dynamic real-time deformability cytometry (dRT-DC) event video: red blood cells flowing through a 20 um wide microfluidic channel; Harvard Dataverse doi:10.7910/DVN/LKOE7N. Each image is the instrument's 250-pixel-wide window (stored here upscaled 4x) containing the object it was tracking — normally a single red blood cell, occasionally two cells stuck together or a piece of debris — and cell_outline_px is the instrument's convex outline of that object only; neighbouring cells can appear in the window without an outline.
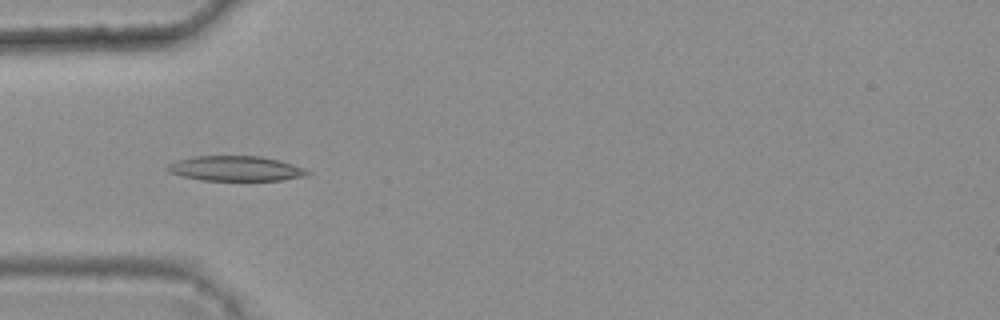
{"species": "common noctule bat (a hibernating species)", "species_latin": "Nyctalus noctula", "temperature_condition": "warm", "stored_images_in_passage": 8, "camera_frame_rate_fps": 3000, "um_per_image_px": 0.085, "animal": {"sex": "female", "body_mass_g": 25.1}, "frame": {"image": 1, "passage_image": 5, "time_ms": 1.333, "image_size_px": [1000, 320], "cell_outline_px": [[312, 172], [308, 176], [280, 180], [200, 180], [180, 176], [168, 172], [164, 168], [168, 164], [176, 160], [192, 156], [260, 156], [292, 164], [304, 168]], "centroid_in_image_um": [19.98, 14.32], "position_along_channel_um": 65.0, "area_um2": 20.52}}
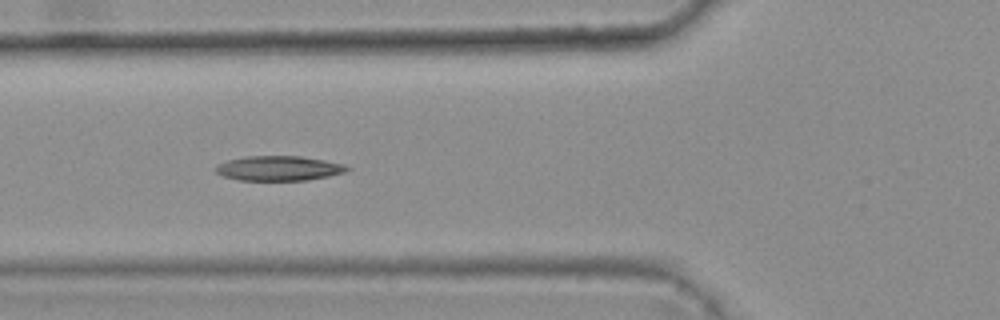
{"frame": {"image": 2, "passage_image": 6, "time_ms": 1.667, "image_size_px": [1000, 320], "cell_outline_px": [[352, 168], [344, 172], [328, 176], [308, 180], [240, 180], [224, 176], [216, 172], [212, 168], [216, 164], [228, 160], [244, 156], [300, 156], [324, 160], [344, 164]], "centroid_in_image_um": [23.67, 14.3], "position_along_channel_um": 102.1, "area_um2": 19.02}}
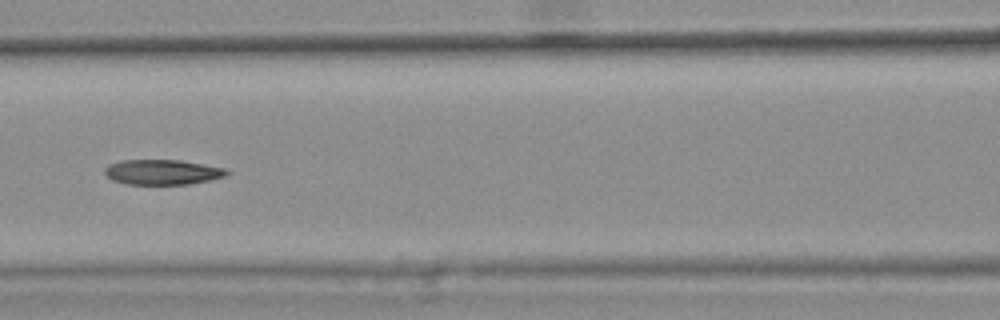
{"frame": {"image": 3, "passage_image": 7, "time_ms": 2.0, "image_size_px": [1000, 320], "cell_outline_px": [[232, 172], [224, 176], [208, 180], [188, 184], [128, 184], [112, 180], [104, 172], [104, 168], [120, 160], [180, 160], [224, 168]], "centroid_in_image_um": [13.8, 14.62], "position_along_channel_um": 152.8, "area_um2": 17.63}}